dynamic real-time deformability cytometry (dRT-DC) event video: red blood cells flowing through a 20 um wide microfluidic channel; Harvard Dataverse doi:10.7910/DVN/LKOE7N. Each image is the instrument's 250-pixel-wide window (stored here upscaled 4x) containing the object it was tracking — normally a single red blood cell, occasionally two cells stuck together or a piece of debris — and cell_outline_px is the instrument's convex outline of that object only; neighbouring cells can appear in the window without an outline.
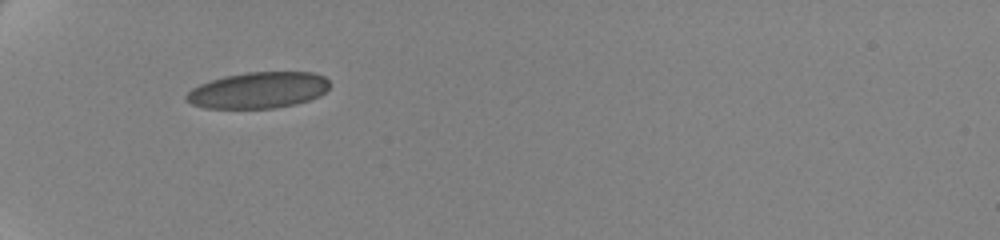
{"species": "human", "species_latin": "Homo sapiens", "temperature_condition": "cold", "stored_images_in_passage": 39, "camera_frame_rate_fps": 3000, "um_per_image_px": 0.085, "donor": {"sex": "female"}, "frame": {"image": 1, "passage_image": 1, "time_ms": 0.0, "image_size_px": [1000, 240], "cell_outline_px": [[328, 88], [320, 96], [296, 104], [276, 108], [204, 108], [192, 104], [184, 100], [184, 96], [192, 88], [200, 84], [224, 76], [244, 72], [312, 72], [324, 76], [328, 80]], "centroid_in_image_um": [21.93, 7.67], "position_along_channel_um": 63.1, "area_um2": 30.35}}
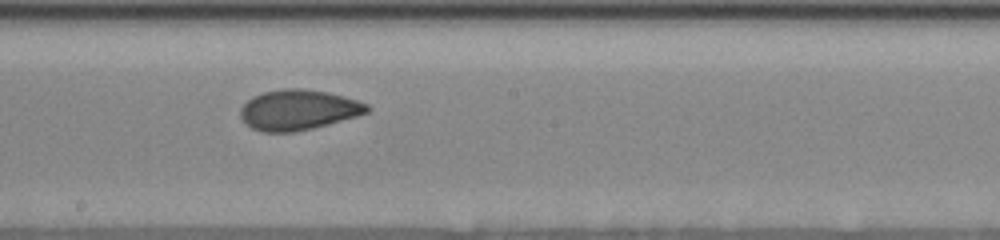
{"frame": {"image": 2, "passage_image": 16, "time_ms": 5.0, "image_size_px": [1000, 240], "cell_outline_px": [[372, 108], [368, 112], [356, 116], [328, 124], [296, 132], [264, 132], [252, 128], [244, 124], [240, 116], [240, 108], [252, 96], [264, 92], [284, 88], [300, 88], [328, 92], [344, 96], [368, 104]], "centroid_in_image_um": [25.34, 9.34], "position_along_channel_um": 222.9, "area_um2": 29.82}}
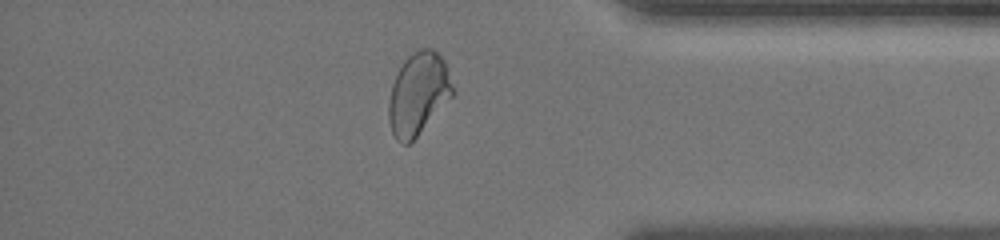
{"frame": {"image": 3, "passage_image": 32, "time_ms": 10.333, "image_size_px": [1000, 240], "cell_outline_px": [[456, 92], [416, 136], [408, 144], [400, 144], [396, 140], [392, 132], [388, 120], [388, 100], [392, 84], [404, 60], [412, 52], [420, 48], [432, 48], [444, 60]], "centroid_in_image_um": [35.55, 7.96], "position_along_channel_um": 399.7, "area_um2": 30.58}, "authors_computed_cell_mechanics": {"area_um2": 30.056, "velocity_mm_per_s": 3.4966, "shape_relaxation_time_tau1_ms": 6.7995, "shape_relaxation_time_tau2_ms": 1.031, "deformation_change_tau1": 0.1487, "deformation_change_tau2": 0.047}}